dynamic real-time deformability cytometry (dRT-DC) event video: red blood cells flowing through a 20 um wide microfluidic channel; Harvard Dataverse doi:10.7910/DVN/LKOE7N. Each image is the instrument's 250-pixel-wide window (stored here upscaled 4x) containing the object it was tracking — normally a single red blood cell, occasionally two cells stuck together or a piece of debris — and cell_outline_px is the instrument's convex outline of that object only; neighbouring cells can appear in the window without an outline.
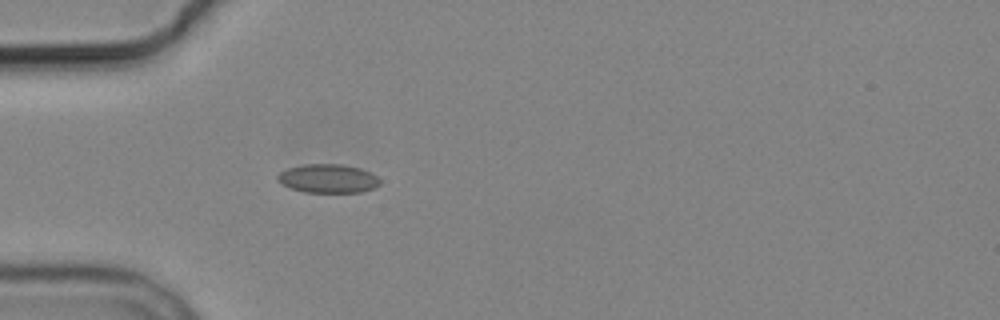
{"species": "common noctule bat (a hibernating species)", "species_latin": "Nyctalus noctula", "temperature_condition": "cold", "stored_images_in_passage": 3, "camera_frame_rate_fps": 3000, "um_per_image_px": 0.085, "animal": {"sex": "male", "body_mass_g": 19.2, "forearm_length_mm": 51.8}, "frame": {"image": 1, "passage_image": 3, "time_ms": 2.333, "image_size_px": [1000, 320], "cell_outline_px": [[380, 184], [372, 188], [360, 192], [304, 192], [292, 188], [284, 184], [276, 176], [280, 172], [288, 168], [304, 164], [340, 164], [360, 168], [376, 176], [380, 180]], "centroid_in_image_um": [27.89, 15.17], "position_along_channel_um": 57.1, "area_um2": 16.82}}